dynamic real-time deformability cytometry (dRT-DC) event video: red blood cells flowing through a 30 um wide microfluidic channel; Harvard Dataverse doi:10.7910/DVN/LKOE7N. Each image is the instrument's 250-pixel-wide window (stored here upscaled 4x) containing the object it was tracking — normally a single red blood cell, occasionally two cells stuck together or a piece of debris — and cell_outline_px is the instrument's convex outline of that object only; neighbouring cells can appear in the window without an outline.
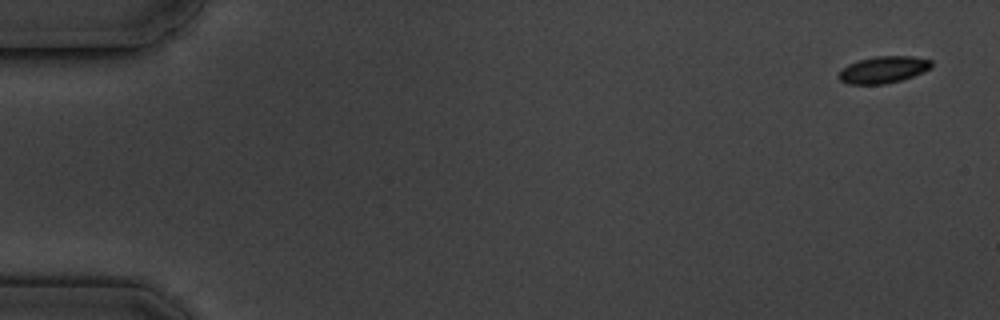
{"species": "common noctule bat (a hibernating species)", "species_latin": "Nyctalus noctula", "temperature_condition": "cold", "stored_images_in_passage": 5, "camera_frame_rate_fps": 3000, "um_per_image_px": 0.085, "animal": {"sex": "male", "body_mass_g": 19.5, "forearm_length_mm": 54.6}, "frame": {"image": 1, "passage_image": 1, "time_ms": 0.0, "image_size_px": [1000, 320], "cell_outline_px": [[932, 64], [928, 68], [912, 76], [900, 80], [884, 84], [848, 84], [840, 80], [836, 76], [848, 64], [860, 60], [876, 56], [912, 56], [932, 60]], "centroid_in_image_um": [75.04, 5.92], "position_along_channel_um": 10.0, "area_um2": 14.22}}
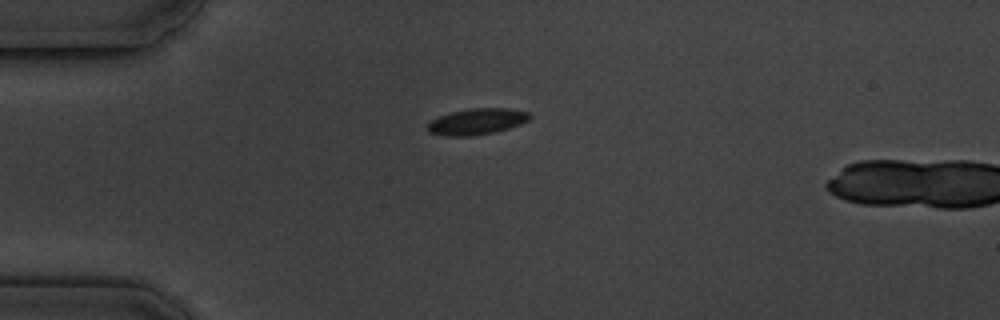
{"frame": {"image": 2, "passage_image": 4, "time_ms": 4.333, "image_size_px": [1000, 320], "cell_outline_px": [[532, 116], [528, 120], [520, 124], [496, 132], [468, 136], [444, 136], [428, 132], [424, 128], [432, 120], [448, 112], [468, 108], [508, 108], [528, 112]], "centroid_in_image_um": [40.5, 10.33], "position_along_channel_um": 44.5, "area_um2": 15.72}}